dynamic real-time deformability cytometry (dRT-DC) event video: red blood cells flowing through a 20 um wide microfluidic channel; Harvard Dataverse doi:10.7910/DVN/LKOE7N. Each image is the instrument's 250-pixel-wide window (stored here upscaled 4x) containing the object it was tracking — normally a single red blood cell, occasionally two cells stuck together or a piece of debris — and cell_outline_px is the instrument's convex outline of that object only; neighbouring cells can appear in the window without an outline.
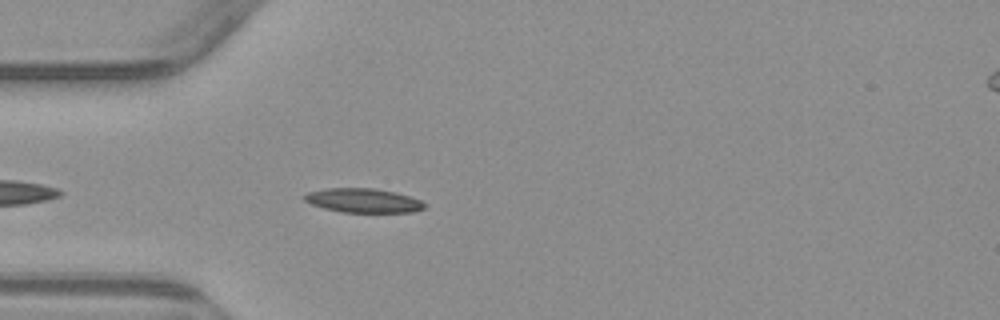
{"species": "common noctule bat (a hibernating species)", "species_latin": "Nyctalus noctula", "temperature_condition": "warm", "stored_images_in_passage": 5, "camera_frame_rate_fps": 3000, "um_per_image_px": 0.085, "animal": {"sex": "male", "body_mass_g": 23.1, "forearm_length_mm": 52.7}, "frame": {"image": 1, "passage_image": 5, "time_ms": 4.667, "image_size_px": [1000, 320], "cell_outline_px": [[424, 208], [412, 212], [340, 212], [324, 208], [312, 204], [304, 200], [300, 196], [308, 192], [328, 188], [372, 188], [396, 192], [420, 200], [424, 204]], "centroid_in_image_um": [30.82, 17.04], "position_along_channel_um": 54.2, "area_um2": 16.82}}